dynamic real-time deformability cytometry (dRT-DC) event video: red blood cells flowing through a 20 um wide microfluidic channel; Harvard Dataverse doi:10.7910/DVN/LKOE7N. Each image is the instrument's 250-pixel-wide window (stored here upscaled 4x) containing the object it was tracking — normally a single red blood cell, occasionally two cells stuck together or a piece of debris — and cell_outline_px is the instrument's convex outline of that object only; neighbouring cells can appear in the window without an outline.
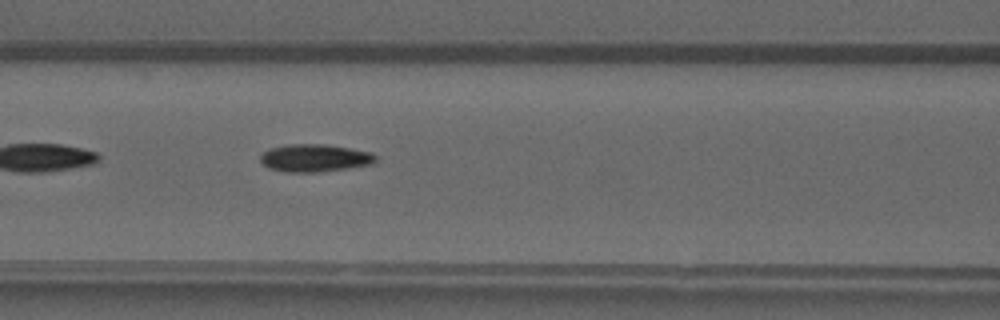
{"species": "common noctule bat (a hibernating species)", "species_latin": "Nyctalus noctula", "temperature_condition": "warm", "stored_images_in_passage": 35, "camera_frame_rate_fps": 3000, "um_per_image_px": 0.085, "animal": {"sex": "male", "forearm_length_mm": 52.5}, "frame": {"image": 1, "passage_image": 7, "time_ms": 2.0, "image_size_px": [1000, 320], "cell_outline_px": [[376, 160], [368, 164], [344, 168], [312, 172], [284, 172], [268, 168], [260, 160], [260, 156], [268, 148], [288, 144], [324, 144], [348, 148], [368, 152], [376, 156]], "centroid_in_image_um": [26.65, 13.42], "position_along_channel_um": 139.9, "area_um2": 18.15}}
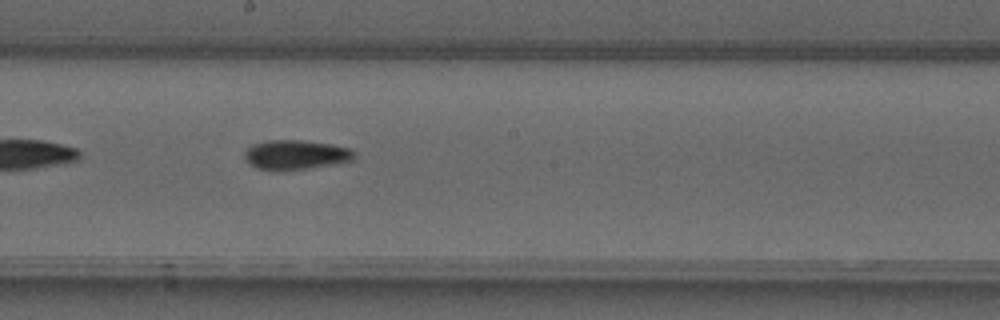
{"frame": {"image": 2, "passage_image": 13, "time_ms": 4.0, "image_size_px": [1000, 320], "cell_outline_px": [[356, 156], [352, 160], [336, 164], [280, 172], [276, 172], [256, 168], [248, 164], [244, 156], [244, 152], [252, 144], [268, 140], [300, 140], [332, 144], [352, 148], [356, 152]], "centroid_in_image_um": [25.13, 13.17], "position_along_channel_um": 223.1, "area_um2": 19.42}}
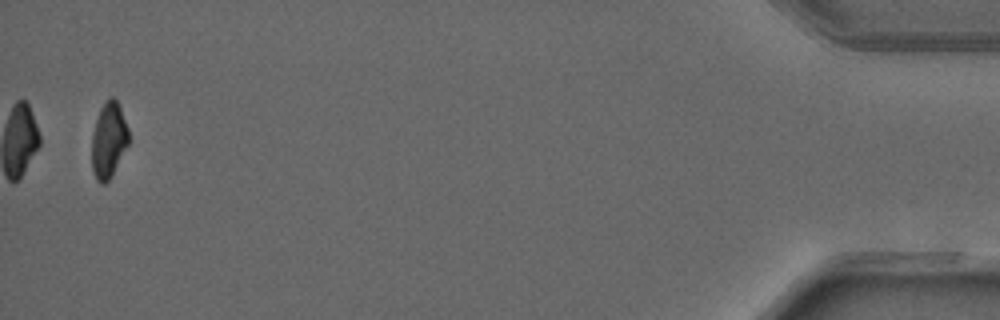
{"frame": {"image": 3, "passage_image": 34, "time_ms": 11.0, "image_size_px": [1000, 320], "cell_outline_px": [[128, 144], [112, 176], [104, 184], [100, 184], [96, 180], [92, 172], [92, 132], [100, 108], [104, 100], [112, 96], [116, 100], [120, 108], [128, 128]], "centroid_in_image_um": [9.21, 11.92], "position_along_channel_um": 426.0, "area_um2": 16.3}, "authors_computed_cell_mechanics": {"area_um2": 18.1492, "velocity_mm_per_s": 4.1718, "shape_relaxation_time_tau1_ms": 7.6662, "shape_relaxation_time_tau2_ms": 2.3287, "deformation_change_tau1": 0.2051, "deformation_change_tau2": 0.0707}}